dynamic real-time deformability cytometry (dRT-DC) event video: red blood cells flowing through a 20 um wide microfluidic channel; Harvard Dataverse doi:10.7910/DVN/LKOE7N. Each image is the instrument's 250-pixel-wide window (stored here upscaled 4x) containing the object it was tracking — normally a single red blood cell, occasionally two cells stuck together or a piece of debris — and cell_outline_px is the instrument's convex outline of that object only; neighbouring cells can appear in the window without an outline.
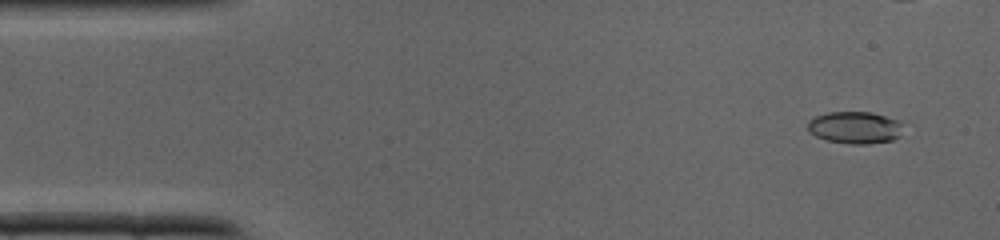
{"species": "common noctule bat (a hibernating species)", "species_latin": "Nyctalus noctula", "temperature_condition": "cold", "stored_images_in_passage": 39, "camera_frame_rate_fps": 3000, "um_per_image_px": 0.085, "animal": {"sex": "male", "body_mass_g": 19.0, "forearm_length_mm": 50.8}, "frame": {"image": 1, "passage_image": 3, "time_ms": 0.667, "image_size_px": [1000, 240], "cell_outline_px": [[900, 136], [892, 140], [868, 144], [848, 144], [828, 140], [816, 136], [808, 132], [808, 120], [816, 116], [828, 112], [872, 112], [896, 120], [900, 124]], "centroid_in_image_um": [72.62, 10.84], "position_along_channel_um": 12.4, "area_um2": 17.69}}
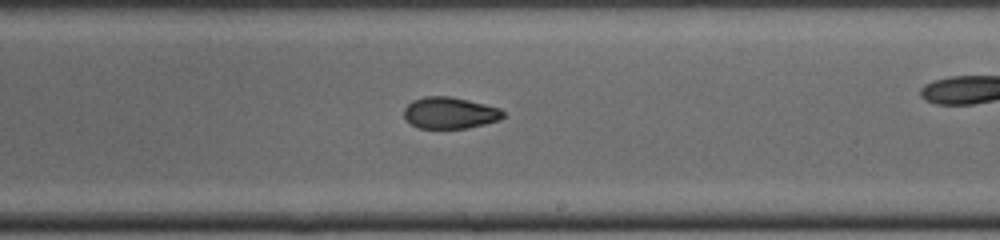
{"frame": {"image": 2, "passage_image": 22, "time_ms": 7.0, "image_size_px": [1000, 240], "cell_outline_px": [[504, 116], [500, 120], [468, 128], [420, 128], [412, 124], [404, 116], [404, 108], [412, 100], [424, 96], [448, 96], [468, 100], [500, 108], [504, 112]], "centroid_in_image_um": [38.24, 9.59], "position_along_channel_um": 250.8, "area_um2": 18.15}}
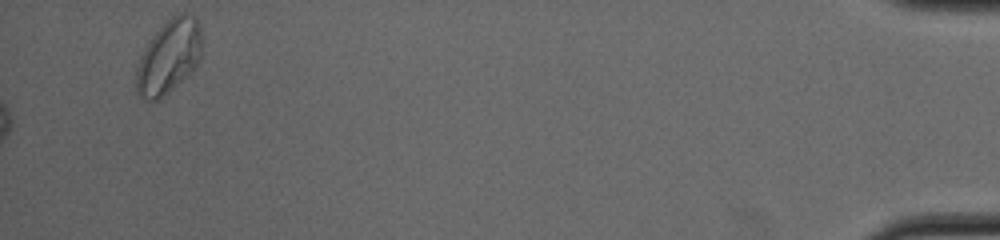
{"frame": {"image": 3, "passage_image": 39, "time_ms": 12.667, "image_size_px": [1000, 240], "cell_outline_px": [[200, 60], [164, 96], [156, 100], [144, 100], [136, 92], [136, 68], [140, 56], [148, 40], [172, 16], [180, 12], [184, 12], [196, 16], [200, 24]], "centroid_in_image_um": [14.32, 4.79], "position_along_channel_um": 420.9, "area_um2": 27.8}}